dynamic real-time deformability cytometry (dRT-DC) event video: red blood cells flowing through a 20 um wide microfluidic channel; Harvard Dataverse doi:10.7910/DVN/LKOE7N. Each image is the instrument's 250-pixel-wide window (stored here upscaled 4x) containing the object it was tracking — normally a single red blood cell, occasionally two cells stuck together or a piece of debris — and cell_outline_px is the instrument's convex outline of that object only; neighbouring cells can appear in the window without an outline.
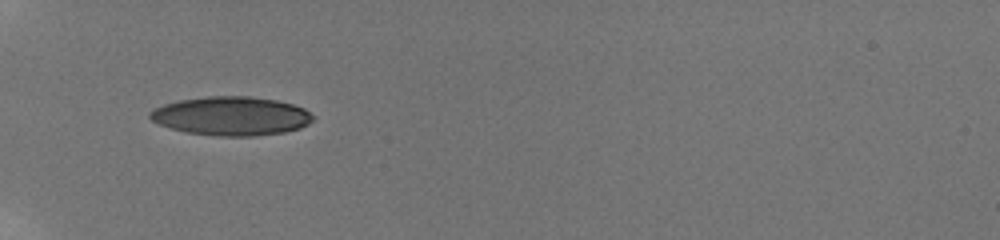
{"species": "human", "species_latin": "Homo sapiens", "temperature_condition": "room temperature", "stored_images_in_passage": 7, "camera_frame_rate_fps": 3000, "um_per_image_px": 0.085, "donor": {"sex": "male"}, "frame": {"image": 1, "passage_image": 1, "time_ms": 0.0, "image_size_px": [1000, 240], "cell_outline_px": [[312, 120], [308, 124], [300, 128], [284, 132], [252, 136], [216, 136], [184, 132], [160, 124], [152, 120], [148, 116], [148, 112], [164, 104], [180, 100], [208, 96], [252, 96], [276, 100], [292, 104], [304, 108], [312, 116]], "centroid_in_image_um": [19.64, 9.86], "position_along_channel_um": 65.4, "area_um2": 36.76}}
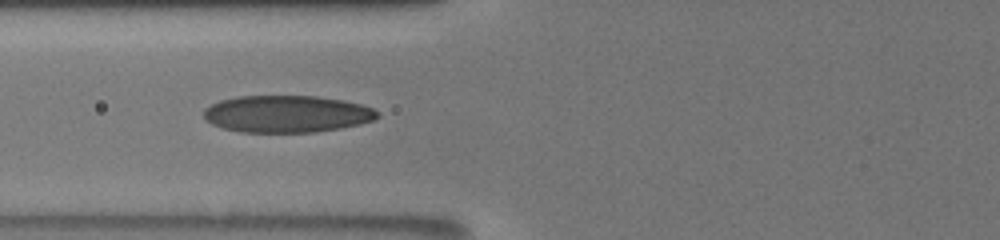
{"frame": {"image": 2, "passage_image": 3, "time_ms": 1.333, "image_size_px": [1000, 240], "cell_outline_px": [[380, 116], [372, 120], [360, 124], [340, 128], [312, 132], [240, 132], [224, 128], [212, 124], [204, 116], [204, 108], [220, 100], [240, 96], [316, 96], [344, 100], [360, 104], [372, 108], [380, 112]], "centroid_in_image_um": [24.4, 9.68], "position_along_channel_um": 101.4, "area_um2": 37.4}}